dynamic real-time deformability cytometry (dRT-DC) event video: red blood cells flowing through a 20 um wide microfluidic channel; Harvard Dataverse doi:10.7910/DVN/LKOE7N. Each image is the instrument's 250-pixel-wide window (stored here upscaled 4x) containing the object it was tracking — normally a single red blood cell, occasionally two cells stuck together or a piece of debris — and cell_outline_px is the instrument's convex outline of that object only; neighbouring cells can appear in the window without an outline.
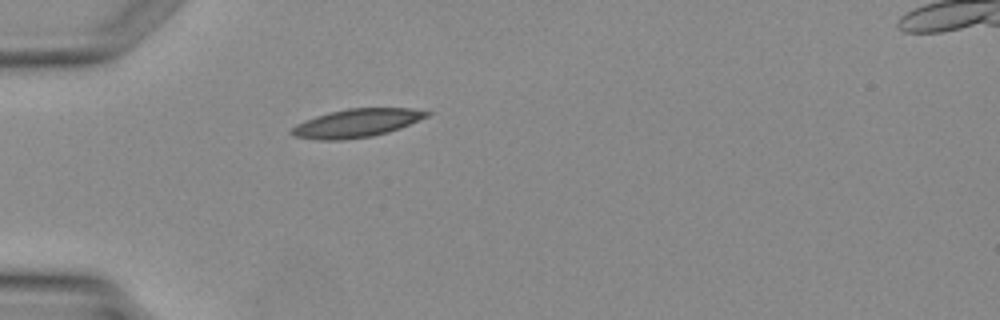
{"species": "Egyptian fruit bat (a non-hibernating species)", "species_latin": "Rousettus aegyptiacus", "temperature_condition": "warm", "stored_images_in_passage": 3, "camera_frame_rate_fps": 3000, "um_per_image_px": 0.085, "animal": {"sex": "female"}, "frame": {"image": 1, "passage_image": 3, "time_ms": 3.333, "image_size_px": [1000, 320], "cell_outline_px": [[432, 112], [428, 116], [400, 128], [388, 132], [372, 136], [344, 140], [320, 140], [296, 136], [288, 132], [296, 124], [316, 116], [348, 108], [408, 108]], "centroid_in_image_um": [30.31, 10.47], "position_along_channel_um": 54.7, "area_um2": 22.08}}